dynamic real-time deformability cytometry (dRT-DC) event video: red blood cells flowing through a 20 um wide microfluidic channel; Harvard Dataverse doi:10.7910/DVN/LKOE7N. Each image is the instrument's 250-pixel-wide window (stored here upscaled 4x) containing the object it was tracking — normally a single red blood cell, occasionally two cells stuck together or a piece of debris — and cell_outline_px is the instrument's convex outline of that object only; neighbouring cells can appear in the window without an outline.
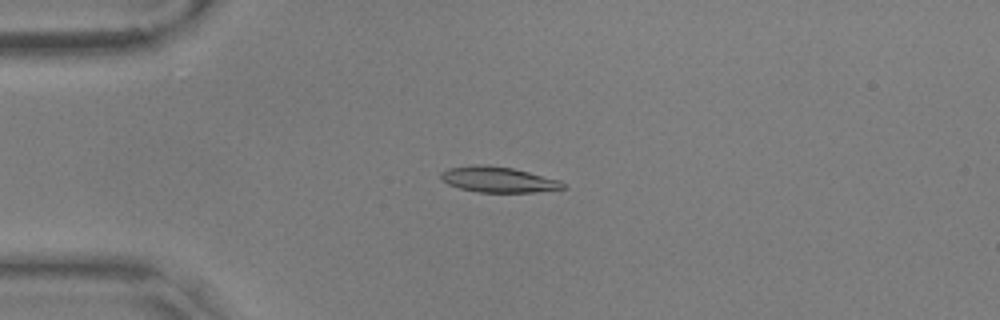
{"species": "common noctule bat (a hibernating species)", "species_latin": "Nyctalus noctula", "temperature_condition": "warm", "stored_images_in_passage": 50, "camera_frame_rate_fps": 3000, "um_per_image_px": 0.085, "animal": {"sex": "male", "body_mass_g": 17.9, "forearm_length_mm": 54.2}, "frame": {"image": 1, "passage_image": 8, "time_ms": 2.333, "image_size_px": [1000, 320], "cell_outline_px": [[568, 188], [536, 192], [480, 192], [460, 188], [448, 184], [440, 180], [440, 172], [448, 168], [476, 164], [488, 164], [512, 168], [560, 180]], "centroid_in_image_um": [42.33, 15.25], "position_along_channel_um": 42.7, "area_um2": 18.32}}
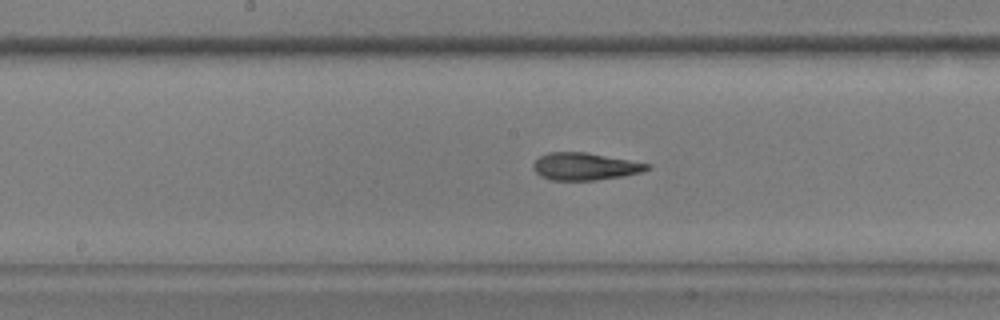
{"frame": {"image": 2, "passage_image": 23, "time_ms": 7.333, "image_size_px": [1000, 320], "cell_outline_px": [[652, 168], [640, 172], [624, 176], [596, 180], [552, 180], [540, 176], [532, 168], [532, 164], [540, 156], [548, 152], [584, 152], [652, 164]], "centroid_in_image_um": [49.72, 14.15], "position_along_channel_um": 198.5, "area_um2": 18.15}}
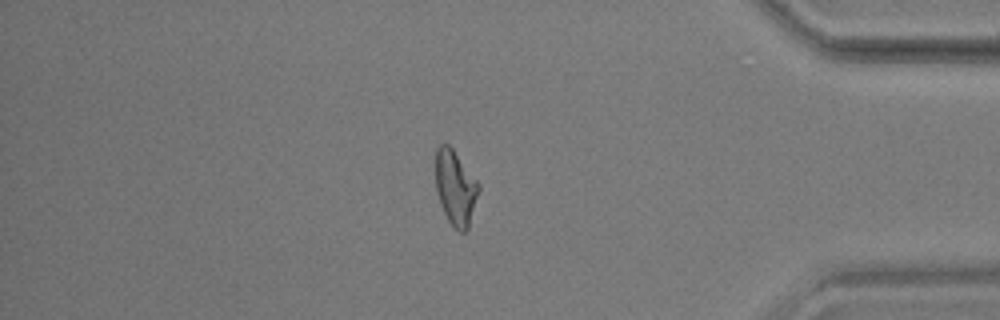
{"frame": {"image": 3, "passage_image": 42, "time_ms": 13.667, "image_size_px": [1000, 320], "cell_outline_px": [[480, 188], [468, 228], [464, 232], [460, 232], [448, 220], [440, 204], [436, 188], [436, 148], [440, 144], [448, 144], [452, 148], [480, 184]], "centroid_in_image_um": [38.71, 15.94], "position_along_channel_um": 396.5, "area_um2": 18.55}, "authors_computed_cell_mechanics": {"area_um2": 18.496, "velocity_mm_per_s": 3.5919, "shape_relaxation_time_tau1_ms": 7.1806, "shape_relaxation_time_tau2_ms": 2.2908, "deformation_change_tau1": 0.2302, "deformation_change_tau2": 0.1038}}